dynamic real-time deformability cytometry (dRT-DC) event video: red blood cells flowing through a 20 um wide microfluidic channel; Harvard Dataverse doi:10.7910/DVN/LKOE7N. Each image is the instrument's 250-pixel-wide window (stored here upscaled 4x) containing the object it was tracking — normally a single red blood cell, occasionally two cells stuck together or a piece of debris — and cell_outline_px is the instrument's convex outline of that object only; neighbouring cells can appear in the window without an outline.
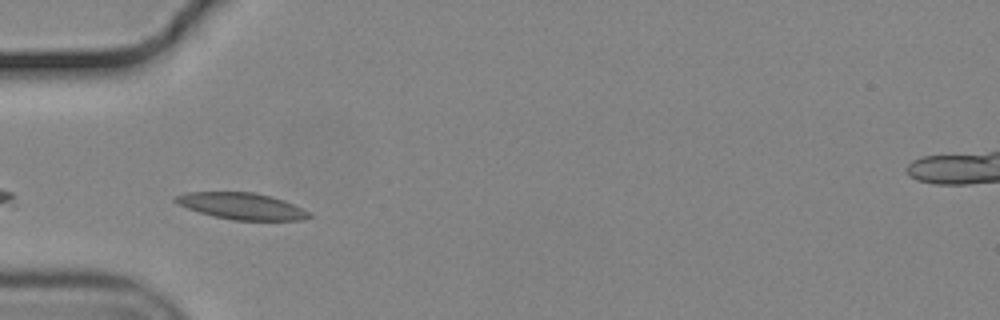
{"species": "common noctule bat (a hibernating species)", "species_latin": "Nyctalus noctula", "temperature_condition": "cold", "stored_images_in_passage": 7, "camera_frame_rate_fps": 3000, "um_per_image_px": 0.085, "animal": {"sex": "male", "body_mass_g": 19.2, "forearm_length_mm": 51.8}, "frame": {"image": 1, "passage_image": 2, "time_ms": 0.333, "image_size_px": [1000, 320], "cell_outline_px": [[312, 216], [300, 220], [232, 220], [212, 216], [176, 204], [172, 200], [176, 196], [188, 192], [256, 192], [272, 196], [284, 200], [308, 212]], "centroid_in_image_um": [20.5, 17.51], "position_along_channel_um": 64.5, "area_um2": 20.58}}
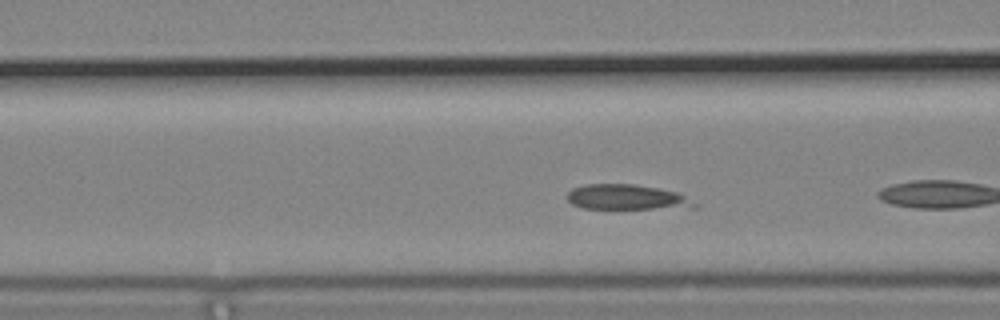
{"frame": {"image": 2, "passage_image": 4, "time_ms": 1.0, "image_size_px": [1000, 320], "cell_outline_px": [[700, 208], [580, 208], [572, 204], [568, 200], [568, 192], [572, 188], [584, 184], [636, 184], [676, 192], [700, 204]], "centroid_in_image_um": [53.3, 16.76], "position_along_channel_um": 113.3, "area_um2": 18.67}}